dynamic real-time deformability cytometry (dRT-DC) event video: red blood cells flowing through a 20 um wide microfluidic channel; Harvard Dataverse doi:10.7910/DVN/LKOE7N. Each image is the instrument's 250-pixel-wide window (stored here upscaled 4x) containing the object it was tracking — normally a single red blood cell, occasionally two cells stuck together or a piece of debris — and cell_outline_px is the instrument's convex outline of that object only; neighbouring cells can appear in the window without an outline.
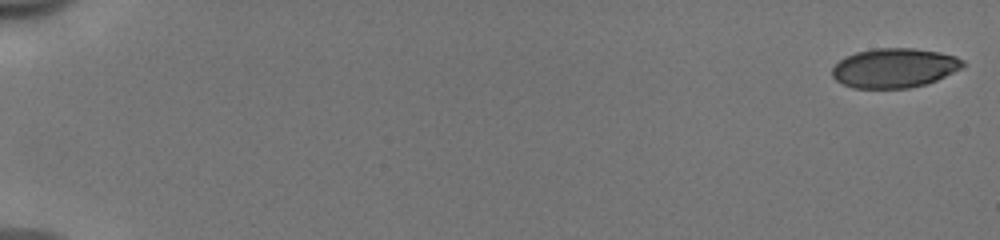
{"species": "human", "species_latin": "Homo sapiens", "temperature_condition": "cold", "stored_images_in_passage": 48, "camera_frame_rate_fps": 3000, "um_per_image_px": 0.085, "donor": {"sex": "male"}, "frame": {"image": 1, "passage_image": 1, "time_ms": 0.0, "image_size_px": [1000, 240], "cell_outline_px": [[964, 68], [936, 80], [924, 84], [908, 88], [852, 88], [836, 80], [832, 76], [832, 68], [844, 56], [856, 52], [876, 48], [912, 48], [940, 52], [956, 56], [964, 60]], "centroid_in_image_um": [76.03, 5.77], "position_along_channel_um": 9.0, "area_um2": 30.11}}
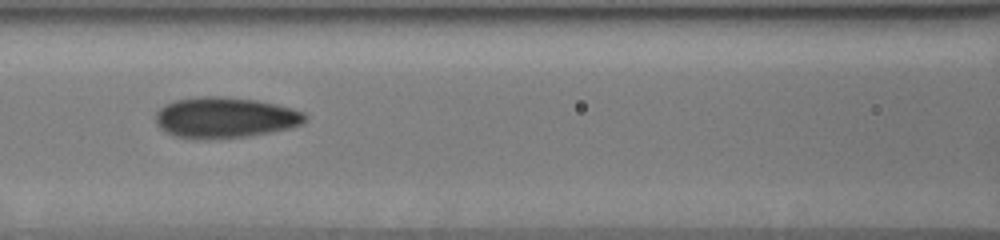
{"frame": {"image": 2, "passage_image": 24, "time_ms": 7.667, "image_size_px": [1000, 240], "cell_outline_px": [[308, 116], [304, 124], [288, 128], [248, 136], [208, 140], [196, 140], [172, 136], [160, 128], [156, 124], [156, 112], [164, 104], [176, 100], [200, 96], [224, 96], [256, 100], [276, 104], [292, 108], [304, 112]], "centroid_in_image_um": [19.1, 10.0], "position_along_channel_um": 147.5, "area_um2": 36.01}}
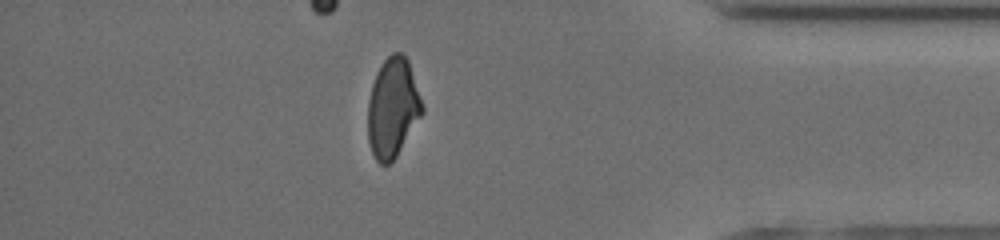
{"frame": {"image": 3, "passage_image": 44, "time_ms": 14.333, "image_size_px": [1000, 240], "cell_outline_px": [[424, 112], [396, 156], [388, 164], [380, 164], [376, 160], [372, 152], [368, 140], [368, 100], [372, 84], [376, 72], [384, 60], [392, 52], [404, 52], [408, 60], [424, 108]], "centroid_in_image_um": [33.38, 9.14], "position_along_channel_um": 401.8, "area_um2": 31.44}, "authors_computed_cell_mechanics": {"area_um2": 32.6281, "velocity_mm_per_s": 4.0019, "shape_relaxation_time_tau1_ms": null, "shape_relaxation_time_tau2_ms": 1.4873, "deformation_change_tau1": null, "deformation_change_tau2": 0.0621}}